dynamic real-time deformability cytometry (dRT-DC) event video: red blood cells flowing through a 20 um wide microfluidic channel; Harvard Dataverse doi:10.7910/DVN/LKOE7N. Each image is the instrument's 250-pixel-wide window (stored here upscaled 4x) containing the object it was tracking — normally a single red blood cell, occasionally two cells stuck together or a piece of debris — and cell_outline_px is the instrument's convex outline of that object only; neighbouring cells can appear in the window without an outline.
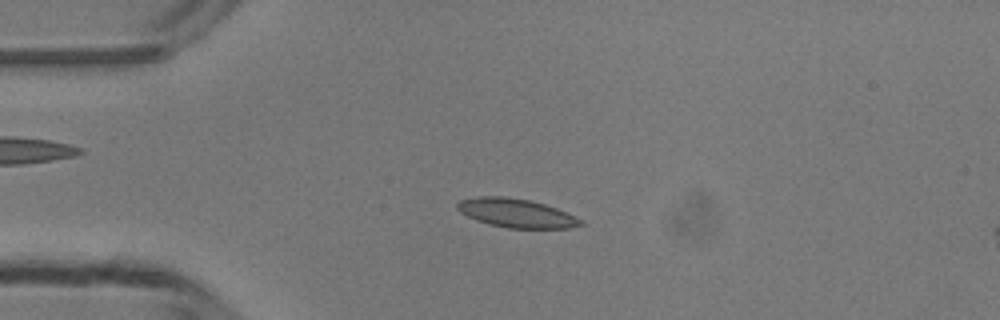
{"species": "common noctule bat (a hibernating species)", "species_latin": "Nyctalus noctula", "temperature_condition": "room temperature", "stored_images_in_passage": 48, "camera_frame_rate_fps": 3000, "um_per_image_px": 0.085, "animal": {"sex": "male", "body_mass_g": 13.3}, "frame": {"image": 1, "passage_image": 11, "time_ms": 3.333, "image_size_px": [1000, 320], "cell_outline_px": [[584, 224], [568, 228], [508, 228], [488, 224], [476, 220], [460, 212], [456, 208], [456, 204], [460, 200], [480, 196], [504, 196], [528, 200], [544, 204], [556, 208], [584, 220]], "centroid_in_image_um": [43.87, 18.11], "position_along_channel_um": 41.1, "area_um2": 20.63}}
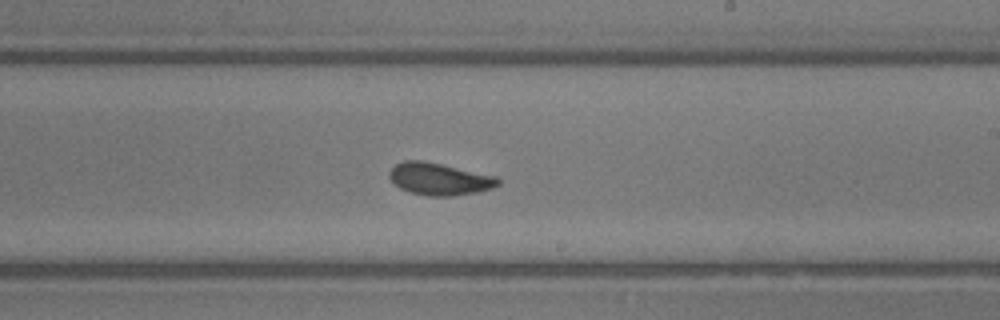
{"frame": {"image": 2, "passage_image": 28, "time_ms": 9.0, "image_size_px": [1000, 320], "cell_outline_px": [[500, 184], [492, 188], [476, 192], [452, 196], [428, 196], [408, 192], [400, 188], [388, 176], [388, 172], [396, 164], [404, 160], [424, 160], [496, 176], [500, 180]], "centroid_in_image_um": [37.33, 15.21], "position_along_channel_um": 251.7, "area_um2": 20.4}}
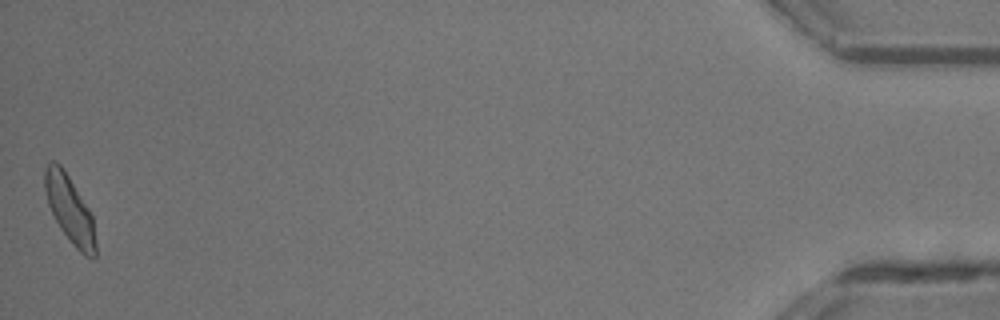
{"frame": {"image": 3, "passage_image": 48, "time_ms": 15.667, "image_size_px": [1000, 320], "cell_outline_px": [[96, 256], [84, 256], [72, 244], [60, 228], [48, 204], [44, 188], [44, 168], [52, 160], [56, 160], [60, 164], [68, 176], [88, 208], [92, 216], [96, 244]], "centroid_in_image_um": [5.91, 17.78], "position_along_channel_um": 429.3, "area_um2": 19.59}, "authors_computed_cell_mechanics": {"area_um2": 20.1144, "velocity_mm_per_s": 4.1714, "shape_relaxation_time_tau1_ms": 4.0471, "shape_relaxation_time_tau2_ms": 1.4754, "deformation_change_tau1": 0.1237, "deformation_change_tau2": 0.0607}}